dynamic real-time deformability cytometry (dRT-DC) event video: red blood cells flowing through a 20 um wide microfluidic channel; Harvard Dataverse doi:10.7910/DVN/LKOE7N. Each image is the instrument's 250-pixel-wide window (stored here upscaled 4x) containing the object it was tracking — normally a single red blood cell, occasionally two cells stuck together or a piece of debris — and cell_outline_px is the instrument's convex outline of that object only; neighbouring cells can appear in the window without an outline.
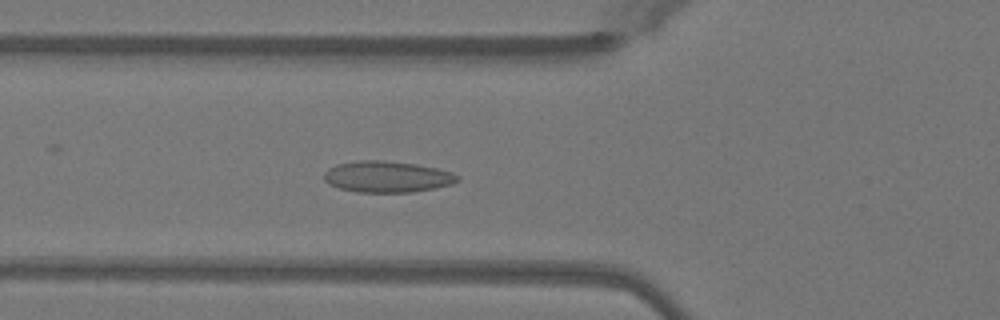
{"species": "Egyptian fruit bat (a non-hibernating species)", "species_latin": "Rousettus aegyptiacus", "temperature_condition": "warm", "stored_images_in_passage": 40, "camera_frame_rate_fps": 3000, "um_per_image_px": 0.085, "animal": {"sex": "female"}, "frame": {"image": 1, "passage_image": 11, "time_ms": 3.333, "image_size_px": [1000, 320], "cell_outline_px": [[460, 180], [452, 184], [436, 188], [412, 192], [356, 192], [340, 188], [328, 184], [324, 180], [324, 172], [328, 168], [336, 164], [360, 160], [384, 160], [416, 164], [436, 168], [452, 172], [460, 176]], "centroid_in_image_um": [32.91, 15.02], "position_along_channel_um": 92.9, "area_um2": 24.51}}
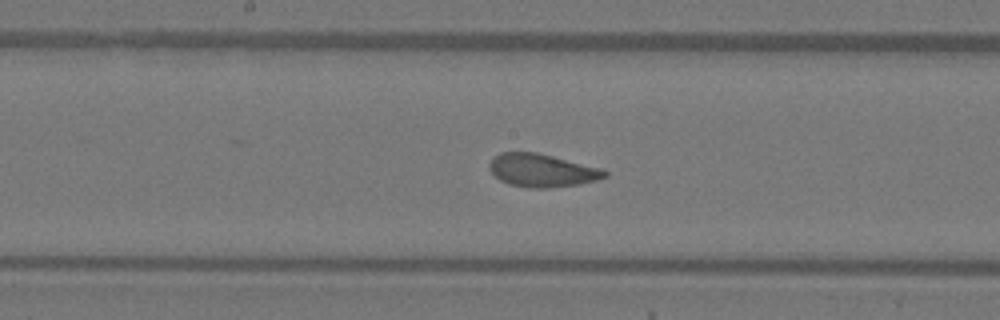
{"frame": {"image": 2, "passage_image": 19, "time_ms": 6.0, "image_size_px": [1000, 320], "cell_outline_px": [[608, 176], [596, 180], [580, 184], [548, 188], [528, 188], [508, 184], [500, 180], [488, 168], [488, 164], [500, 152], [536, 152], [604, 168], [608, 172]], "centroid_in_image_um": [46.1, 14.49], "position_along_channel_um": 202.1, "area_um2": 22.37}}
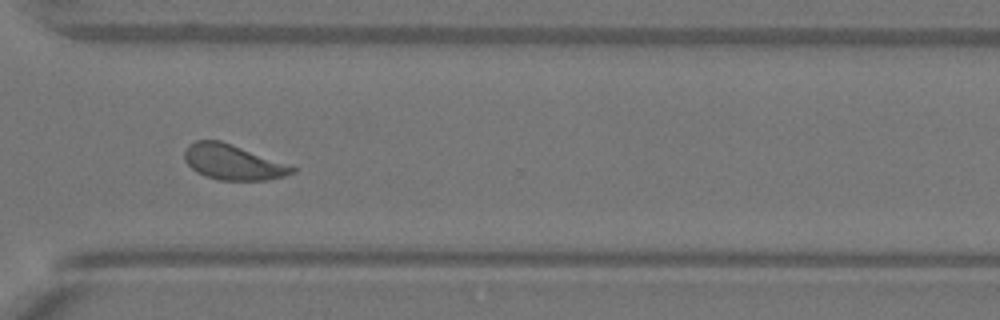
{"frame": {"image": 3, "passage_image": 30, "time_ms": 9.667, "image_size_px": [1000, 320], "cell_outline_px": [[296, 172], [284, 176], [268, 180], [220, 180], [204, 176], [196, 172], [184, 160], [184, 152], [188, 144], [196, 140], [220, 140], [292, 164], [296, 168]], "centroid_in_image_um": [19.83, 13.78], "position_along_channel_um": 350.8, "area_um2": 22.48}, "authors_computed_cell_mechanics": {"area_um2": 22.253, "velocity_mm_per_s": 4.0766, "shape_relaxation_time_tau1_ms": 3.2818, "shape_relaxation_time_tau2_ms": 0.8252, "deformation_change_tau1": 0.1218, "deformation_change_tau2": 0.0761}}